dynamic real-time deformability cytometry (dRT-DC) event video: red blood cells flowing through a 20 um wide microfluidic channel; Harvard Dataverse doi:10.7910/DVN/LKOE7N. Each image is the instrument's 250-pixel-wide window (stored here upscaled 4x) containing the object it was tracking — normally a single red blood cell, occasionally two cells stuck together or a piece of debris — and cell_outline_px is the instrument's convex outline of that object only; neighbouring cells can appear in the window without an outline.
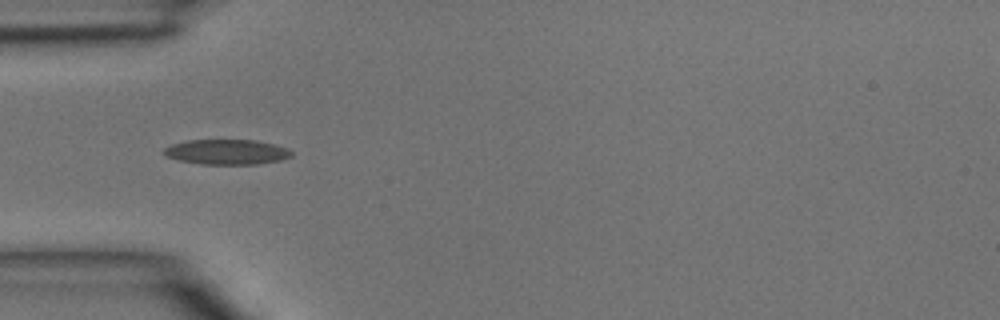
{"species": "common noctule bat (a hibernating species)", "species_latin": "Nyctalus noctula", "temperature_condition": "room temperature", "stored_images_in_passage": 8, "camera_frame_rate_fps": 3000, "um_per_image_px": 0.085, "animal": {"sex": "male", "body_mass_g": 15.6}, "frame": {"image": 1, "passage_image": 3, "time_ms": 0.667, "image_size_px": [1000, 320], "cell_outline_px": [[292, 156], [280, 160], [256, 164], [200, 164], [180, 160], [168, 156], [164, 152], [164, 148], [172, 144], [188, 140], [256, 140], [288, 148], [292, 152]], "centroid_in_image_um": [19.3, 12.91], "position_along_channel_um": 65.7, "area_um2": 18.44}}